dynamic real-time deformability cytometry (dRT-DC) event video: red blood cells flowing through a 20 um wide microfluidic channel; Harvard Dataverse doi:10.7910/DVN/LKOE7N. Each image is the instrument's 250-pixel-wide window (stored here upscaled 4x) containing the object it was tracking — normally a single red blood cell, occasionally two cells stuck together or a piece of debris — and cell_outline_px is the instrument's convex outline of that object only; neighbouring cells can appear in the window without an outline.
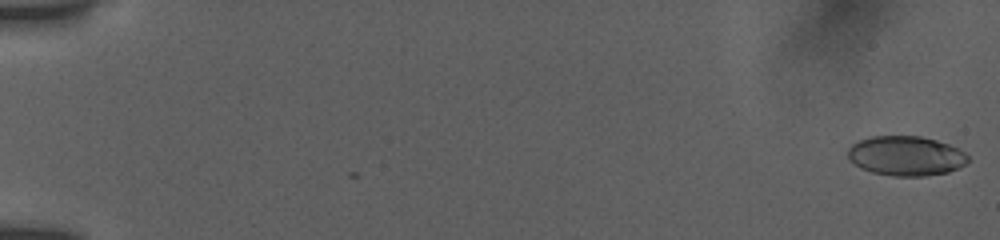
{"species": "human", "species_latin": "Homo sapiens", "temperature_condition": "room temperature", "stored_images_in_passage": 46, "camera_frame_rate_fps": 3000, "um_per_image_px": 0.085, "donor": {"sex": "female"}, "frame": {"image": 1, "passage_image": 1, "time_ms": 0.0, "image_size_px": [1000, 240], "cell_outline_px": [[968, 160], [964, 164], [948, 172], [924, 176], [896, 176], [872, 172], [860, 168], [848, 160], [848, 148], [852, 144], [860, 140], [872, 136], [920, 136], [936, 140], [948, 144], [964, 152], [968, 156]], "centroid_in_image_um": [76.96, 13.25], "position_along_channel_um": 8.0, "area_um2": 27.63}}
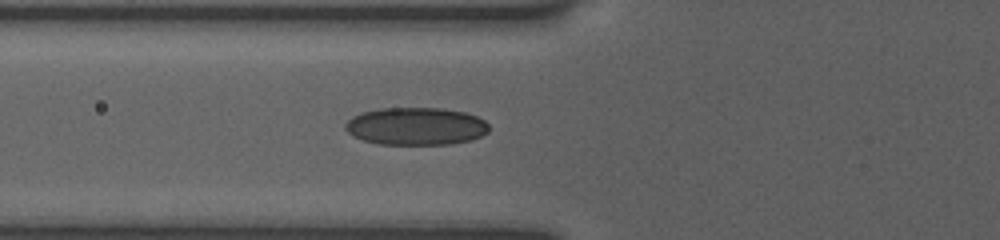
{"frame": {"image": 2, "passage_image": 34, "time_ms": 7.0, "image_size_px": [1000, 240], "cell_outline_px": [[488, 132], [472, 140], [448, 144], [380, 144], [364, 140], [352, 136], [344, 128], [344, 124], [352, 116], [360, 112], [380, 108], [444, 108], [464, 112], [476, 116], [484, 120], [488, 124]], "centroid_in_image_um": [35.33, 10.72], "position_along_channel_um": 90.5, "area_um2": 31.62}}
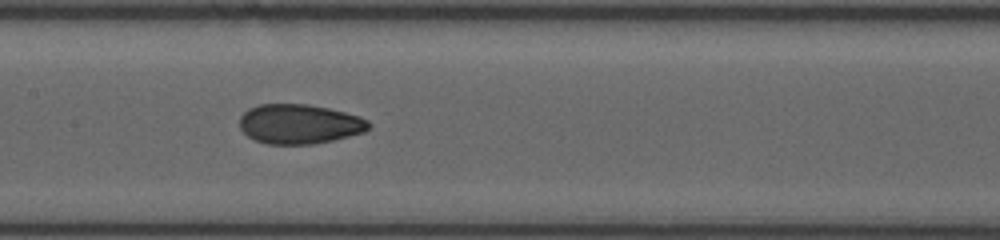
{"frame": {"image": 3, "passage_image": 45, "time_ms": 9.333, "image_size_px": [1000, 240], "cell_outline_px": [[372, 124], [364, 132], [332, 140], [312, 144], [268, 144], [256, 140], [248, 136], [240, 128], [240, 116], [248, 108], [260, 104], [308, 104], [328, 108], [360, 116], [368, 120]], "centroid_in_image_um": [25.45, 10.53], "position_along_channel_um": 182.0, "area_um2": 29.77}}